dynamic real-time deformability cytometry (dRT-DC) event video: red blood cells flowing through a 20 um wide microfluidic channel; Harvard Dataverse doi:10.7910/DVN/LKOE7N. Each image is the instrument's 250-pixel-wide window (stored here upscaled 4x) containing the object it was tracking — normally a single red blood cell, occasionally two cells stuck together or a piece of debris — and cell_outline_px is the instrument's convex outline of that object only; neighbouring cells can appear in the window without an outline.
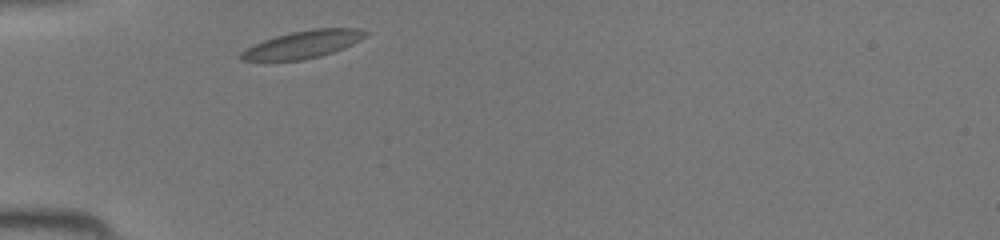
{"species": "common noctule bat (a hibernating species)", "species_latin": "Nyctalus noctula", "temperature_condition": "room temperature", "stored_images_in_passage": 27, "camera_frame_rate_fps": 3000, "um_per_image_px": 0.085, "animal": {"sex": "female", "body_mass_g": 19.5, "forearm_length_mm": 54.1}, "frame": {"image": 1, "passage_image": 1, "time_ms": 0.0, "image_size_px": [1000, 240], "cell_outline_px": [[372, 32], [368, 36], [344, 48], [320, 56], [304, 60], [240, 60], [236, 56], [240, 52], [264, 40], [276, 36], [292, 32], [312, 28], [360, 28]], "centroid_in_image_um": [25.82, 3.76], "position_along_channel_um": 59.2, "area_um2": 20.0}}
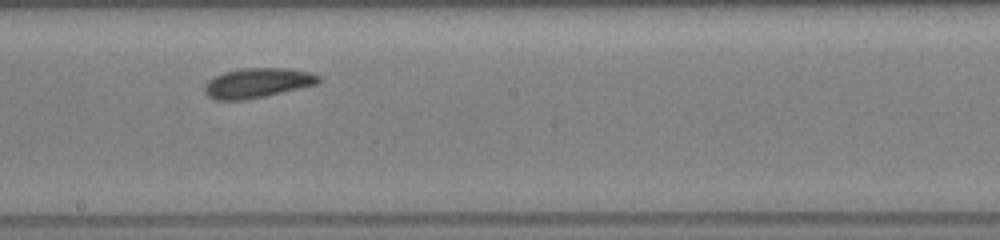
{"frame": {"image": 2, "passage_image": 13, "time_ms": 4.0, "image_size_px": [1000, 240], "cell_outline_px": [[320, 80], [316, 84], [264, 96], [244, 100], [216, 100], [208, 96], [204, 92], [204, 84], [208, 80], [224, 72], [240, 68], [288, 68], [308, 72], [320, 76]], "centroid_in_image_um": [21.83, 7.04], "position_along_channel_um": 226.4, "area_um2": 19.59}}
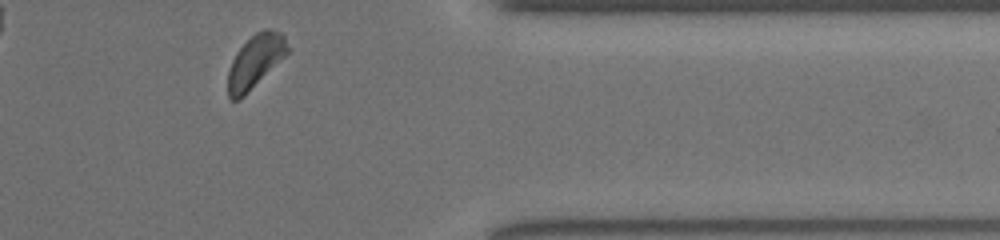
{"frame": {"image": 3, "passage_image": 25, "time_ms": 8.0, "image_size_px": [1000, 240], "cell_outline_px": [[292, 48], [240, 100], [228, 100], [228, 72], [232, 60], [236, 52], [256, 32], [264, 28], [268, 28], [280, 32], [284, 36]], "centroid_in_image_um": [21.7, 5.2], "position_along_channel_um": 389.7, "area_um2": 18.32}}